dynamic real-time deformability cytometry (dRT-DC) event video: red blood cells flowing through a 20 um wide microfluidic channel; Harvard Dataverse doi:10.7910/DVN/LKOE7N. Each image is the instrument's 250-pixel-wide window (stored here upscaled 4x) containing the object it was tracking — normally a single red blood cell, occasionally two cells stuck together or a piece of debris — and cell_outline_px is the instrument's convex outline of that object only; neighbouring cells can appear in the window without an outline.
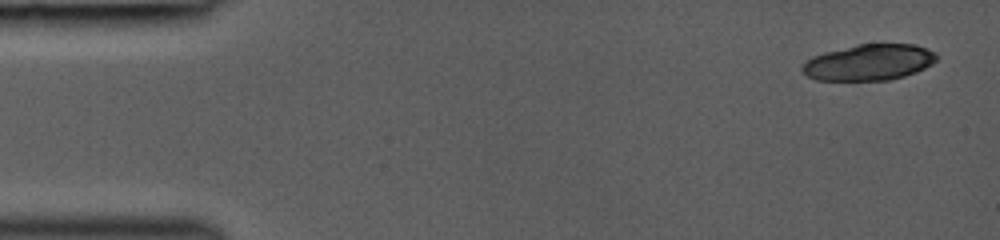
{"species": "common noctule bat (a hibernating species)", "species_latin": "Nyctalus noctula", "temperature_condition": "room temperature", "stored_images_in_passage": 5, "camera_frame_rate_fps": 3000, "um_per_image_px": 0.085, "animal": {"sex": "female", "body_mass_g": 19.0, "forearm_length_mm": 53.3}, "frame": {"image": 1, "passage_image": 1, "time_ms": 0.0, "image_size_px": [1000, 240], "cell_outline_px": [[936, 60], [932, 64], [916, 72], [904, 76], [888, 80], [816, 80], [808, 76], [800, 68], [804, 60], [812, 56], [824, 52], [856, 44], [916, 44], [936, 52]], "centroid_in_image_um": [73.84, 5.29], "position_along_channel_um": 11.2, "area_um2": 28.38}}